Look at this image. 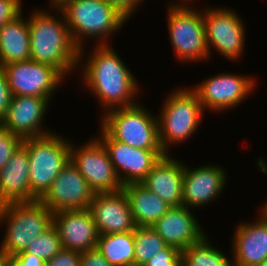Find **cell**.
Here are the masks:
<instances>
[{
  "label": "cell",
  "instance_id": "obj_1",
  "mask_svg": "<svg viewBox=\"0 0 267 266\" xmlns=\"http://www.w3.org/2000/svg\"><path fill=\"white\" fill-rule=\"evenodd\" d=\"M111 46L95 44L88 55L85 54L86 46L79 50L78 65L82 69L80 74L83 78L80 80L84 82L83 87L92 92L101 104L99 106H103L104 114L112 109L137 104L139 100L136 98L140 92L135 75Z\"/></svg>",
  "mask_w": 267,
  "mask_h": 266
},
{
  "label": "cell",
  "instance_id": "obj_2",
  "mask_svg": "<svg viewBox=\"0 0 267 266\" xmlns=\"http://www.w3.org/2000/svg\"><path fill=\"white\" fill-rule=\"evenodd\" d=\"M29 13L30 60L52 66L64 77L78 71L79 48L72 40L69 27L59 9ZM77 68V69H76ZM67 75V76H66Z\"/></svg>",
  "mask_w": 267,
  "mask_h": 266
},
{
  "label": "cell",
  "instance_id": "obj_3",
  "mask_svg": "<svg viewBox=\"0 0 267 266\" xmlns=\"http://www.w3.org/2000/svg\"><path fill=\"white\" fill-rule=\"evenodd\" d=\"M59 10L79 49L87 45L85 40L89 38L92 39L90 41L96 40V45L110 44L111 36L125 27V22L129 20L105 0H70Z\"/></svg>",
  "mask_w": 267,
  "mask_h": 266
},
{
  "label": "cell",
  "instance_id": "obj_4",
  "mask_svg": "<svg viewBox=\"0 0 267 266\" xmlns=\"http://www.w3.org/2000/svg\"><path fill=\"white\" fill-rule=\"evenodd\" d=\"M4 225L0 248L11 258L53 225V212L40 200L2 204L0 226Z\"/></svg>",
  "mask_w": 267,
  "mask_h": 266
},
{
  "label": "cell",
  "instance_id": "obj_5",
  "mask_svg": "<svg viewBox=\"0 0 267 266\" xmlns=\"http://www.w3.org/2000/svg\"><path fill=\"white\" fill-rule=\"evenodd\" d=\"M174 89L162 103L157 117L159 142L165 154L170 153V144L179 145L194 135L205 117L200 100L190 87Z\"/></svg>",
  "mask_w": 267,
  "mask_h": 266
},
{
  "label": "cell",
  "instance_id": "obj_6",
  "mask_svg": "<svg viewBox=\"0 0 267 266\" xmlns=\"http://www.w3.org/2000/svg\"><path fill=\"white\" fill-rule=\"evenodd\" d=\"M22 146L29 155L30 201L40 200L70 161L71 141L54 131L23 139Z\"/></svg>",
  "mask_w": 267,
  "mask_h": 266
},
{
  "label": "cell",
  "instance_id": "obj_7",
  "mask_svg": "<svg viewBox=\"0 0 267 266\" xmlns=\"http://www.w3.org/2000/svg\"><path fill=\"white\" fill-rule=\"evenodd\" d=\"M172 1L167 5L166 18L170 44L177 62H208L210 54L205 39L202 10L186 1Z\"/></svg>",
  "mask_w": 267,
  "mask_h": 266
},
{
  "label": "cell",
  "instance_id": "obj_8",
  "mask_svg": "<svg viewBox=\"0 0 267 266\" xmlns=\"http://www.w3.org/2000/svg\"><path fill=\"white\" fill-rule=\"evenodd\" d=\"M141 103L116 108L101 115L100 126L114 139L145 150H162L158 118Z\"/></svg>",
  "mask_w": 267,
  "mask_h": 266
},
{
  "label": "cell",
  "instance_id": "obj_9",
  "mask_svg": "<svg viewBox=\"0 0 267 266\" xmlns=\"http://www.w3.org/2000/svg\"><path fill=\"white\" fill-rule=\"evenodd\" d=\"M206 8V9H205ZM202 9L205 39L210 54L216 49L228 61H237L244 53L245 24L232 7L209 6Z\"/></svg>",
  "mask_w": 267,
  "mask_h": 266
},
{
  "label": "cell",
  "instance_id": "obj_10",
  "mask_svg": "<svg viewBox=\"0 0 267 266\" xmlns=\"http://www.w3.org/2000/svg\"><path fill=\"white\" fill-rule=\"evenodd\" d=\"M254 76L233 73H218L203 79L201 83L191 87L197 94L204 112H222L238 107L255 91Z\"/></svg>",
  "mask_w": 267,
  "mask_h": 266
},
{
  "label": "cell",
  "instance_id": "obj_11",
  "mask_svg": "<svg viewBox=\"0 0 267 266\" xmlns=\"http://www.w3.org/2000/svg\"><path fill=\"white\" fill-rule=\"evenodd\" d=\"M70 160L94 193L116 192L123 188L106 148L97 137L89 138L80 146L71 140Z\"/></svg>",
  "mask_w": 267,
  "mask_h": 266
},
{
  "label": "cell",
  "instance_id": "obj_12",
  "mask_svg": "<svg viewBox=\"0 0 267 266\" xmlns=\"http://www.w3.org/2000/svg\"><path fill=\"white\" fill-rule=\"evenodd\" d=\"M13 96L44 97L53 101L65 77L52 66L33 60L3 65Z\"/></svg>",
  "mask_w": 267,
  "mask_h": 266
},
{
  "label": "cell",
  "instance_id": "obj_13",
  "mask_svg": "<svg viewBox=\"0 0 267 266\" xmlns=\"http://www.w3.org/2000/svg\"><path fill=\"white\" fill-rule=\"evenodd\" d=\"M96 137L106 148L109 158L122 183H141L152 167L166 154L163 150H145L114 140L101 126Z\"/></svg>",
  "mask_w": 267,
  "mask_h": 266
},
{
  "label": "cell",
  "instance_id": "obj_14",
  "mask_svg": "<svg viewBox=\"0 0 267 266\" xmlns=\"http://www.w3.org/2000/svg\"><path fill=\"white\" fill-rule=\"evenodd\" d=\"M95 193L71 160L57 175L40 201L53 213L88 209Z\"/></svg>",
  "mask_w": 267,
  "mask_h": 266
},
{
  "label": "cell",
  "instance_id": "obj_15",
  "mask_svg": "<svg viewBox=\"0 0 267 266\" xmlns=\"http://www.w3.org/2000/svg\"><path fill=\"white\" fill-rule=\"evenodd\" d=\"M192 168V169H191ZM222 165L207 164L197 168L184 163L183 205L198 209L219 200L227 184V172ZM198 207V208H197Z\"/></svg>",
  "mask_w": 267,
  "mask_h": 266
},
{
  "label": "cell",
  "instance_id": "obj_16",
  "mask_svg": "<svg viewBox=\"0 0 267 266\" xmlns=\"http://www.w3.org/2000/svg\"><path fill=\"white\" fill-rule=\"evenodd\" d=\"M49 102L44 97L13 96L6 117L0 124L22 139L52 133L53 130L42 126L46 110L51 105Z\"/></svg>",
  "mask_w": 267,
  "mask_h": 266
},
{
  "label": "cell",
  "instance_id": "obj_17",
  "mask_svg": "<svg viewBox=\"0 0 267 266\" xmlns=\"http://www.w3.org/2000/svg\"><path fill=\"white\" fill-rule=\"evenodd\" d=\"M88 209L91 211L99 235L132 232L137 227L123 189L116 192L95 193Z\"/></svg>",
  "mask_w": 267,
  "mask_h": 266
},
{
  "label": "cell",
  "instance_id": "obj_18",
  "mask_svg": "<svg viewBox=\"0 0 267 266\" xmlns=\"http://www.w3.org/2000/svg\"><path fill=\"white\" fill-rule=\"evenodd\" d=\"M53 226L64 249L81 253L97 246L99 232L89 209L54 212Z\"/></svg>",
  "mask_w": 267,
  "mask_h": 266
},
{
  "label": "cell",
  "instance_id": "obj_19",
  "mask_svg": "<svg viewBox=\"0 0 267 266\" xmlns=\"http://www.w3.org/2000/svg\"><path fill=\"white\" fill-rule=\"evenodd\" d=\"M254 222L242 221L231 242L233 266H258L267 258V217L260 211Z\"/></svg>",
  "mask_w": 267,
  "mask_h": 266
},
{
  "label": "cell",
  "instance_id": "obj_20",
  "mask_svg": "<svg viewBox=\"0 0 267 266\" xmlns=\"http://www.w3.org/2000/svg\"><path fill=\"white\" fill-rule=\"evenodd\" d=\"M192 210L184 205L171 207L152 228L168 246L182 251L207 235Z\"/></svg>",
  "mask_w": 267,
  "mask_h": 266
},
{
  "label": "cell",
  "instance_id": "obj_21",
  "mask_svg": "<svg viewBox=\"0 0 267 266\" xmlns=\"http://www.w3.org/2000/svg\"><path fill=\"white\" fill-rule=\"evenodd\" d=\"M170 154L162 157L141 184L171 207L183 205L184 164Z\"/></svg>",
  "mask_w": 267,
  "mask_h": 266
},
{
  "label": "cell",
  "instance_id": "obj_22",
  "mask_svg": "<svg viewBox=\"0 0 267 266\" xmlns=\"http://www.w3.org/2000/svg\"><path fill=\"white\" fill-rule=\"evenodd\" d=\"M29 155L21 145L0 170V204L30 201Z\"/></svg>",
  "mask_w": 267,
  "mask_h": 266
},
{
  "label": "cell",
  "instance_id": "obj_23",
  "mask_svg": "<svg viewBox=\"0 0 267 266\" xmlns=\"http://www.w3.org/2000/svg\"><path fill=\"white\" fill-rule=\"evenodd\" d=\"M30 49L29 24L21 12L0 28V67L30 60Z\"/></svg>",
  "mask_w": 267,
  "mask_h": 266
},
{
  "label": "cell",
  "instance_id": "obj_24",
  "mask_svg": "<svg viewBox=\"0 0 267 266\" xmlns=\"http://www.w3.org/2000/svg\"><path fill=\"white\" fill-rule=\"evenodd\" d=\"M129 201L137 227H152L170 208L165 201L141 183H131L122 188Z\"/></svg>",
  "mask_w": 267,
  "mask_h": 266
},
{
  "label": "cell",
  "instance_id": "obj_25",
  "mask_svg": "<svg viewBox=\"0 0 267 266\" xmlns=\"http://www.w3.org/2000/svg\"><path fill=\"white\" fill-rule=\"evenodd\" d=\"M134 231L101 234L96 248L112 266L134 263Z\"/></svg>",
  "mask_w": 267,
  "mask_h": 266
},
{
  "label": "cell",
  "instance_id": "obj_26",
  "mask_svg": "<svg viewBox=\"0 0 267 266\" xmlns=\"http://www.w3.org/2000/svg\"><path fill=\"white\" fill-rule=\"evenodd\" d=\"M209 236L181 251V264L184 266H233L232 254L225 252L211 243Z\"/></svg>",
  "mask_w": 267,
  "mask_h": 266
},
{
  "label": "cell",
  "instance_id": "obj_27",
  "mask_svg": "<svg viewBox=\"0 0 267 266\" xmlns=\"http://www.w3.org/2000/svg\"><path fill=\"white\" fill-rule=\"evenodd\" d=\"M134 244V262L144 265L167 246L152 227H136Z\"/></svg>",
  "mask_w": 267,
  "mask_h": 266
},
{
  "label": "cell",
  "instance_id": "obj_28",
  "mask_svg": "<svg viewBox=\"0 0 267 266\" xmlns=\"http://www.w3.org/2000/svg\"><path fill=\"white\" fill-rule=\"evenodd\" d=\"M62 248L58 231L52 225L44 233L32 240L23 252L34 254L46 262L53 258Z\"/></svg>",
  "mask_w": 267,
  "mask_h": 266
},
{
  "label": "cell",
  "instance_id": "obj_29",
  "mask_svg": "<svg viewBox=\"0 0 267 266\" xmlns=\"http://www.w3.org/2000/svg\"><path fill=\"white\" fill-rule=\"evenodd\" d=\"M23 139L11 133L0 124V170L10 160L12 154L22 145Z\"/></svg>",
  "mask_w": 267,
  "mask_h": 266
},
{
  "label": "cell",
  "instance_id": "obj_30",
  "mask_svg": "<svg viewBox=\"0 0 267 266\" xmlns=\"http://www.w3.org/2000/svg\"><path fill=\"white\" fill-rule=\"evenodd\" d=\"M181 264V250L174 246H166L153 256L146 266H179Z\"/></svg>",
  "mask_w": 267,
  "mask_h": 266
},
{
  "label": "cell",
  "instance_id": "obj_31",
  "mask_svg": "<svg viewBox=\"0 0 267 266\" xmlns=\"http://www.w3.org/2000/svg\"><path fill=\"white\" fill-rule=\"evenodd\" d=\"M80 252L62 248L45 266H79Z\"/></svg>",
  "mask_w": 267,
  "mask_h": 266
},
{
  "label": "cell",
  "instance_id": "obj_32",
  "mask_svg": "<svg viewBox=\"0 0 267 266\" xmlns=\"http://www.w3.org/2000/svg\"><path fill=\"white\" fill-rule=\"evenodd\" d=\"M22 0H0V28L22 11Z\"/></svg>",
  "mask_w": 267,
  "mask_h": 266
},
{
  "label": "cell",
  "instance_id": "obj_33",
  "mask_svg": "<svg viewBox=\"0 0 267 266\" xmlns=\"http://www.w3.org/2000/svg\"><path fill=\"white\" fill-rule=\"evenodd\" d=\"M12 97L13 95L9 87L6 73L2 67H0V123L6 117Z\"/></svg>",
  "mask_w": 267,
  "mask_h": 266
},
{
  "label": "cell",
  "instance_id": "obj_34",
  "mask_svg": "<svg viewBox=\"0 0 267 266\" xmlns=\"http://www.w3.org/2000/svg\"><path fill=\"white\" fill-rule=\"evenodd\" d=\"M79 266H112L95 247L80 253Z\"/></svg>",
  "mask_w": 267,
  "mask_h": 266
},
{
  "label": "cell",
  "instance_id": "obj_35",
  "mask_svg": "<svg viewBox=\"0 0 267 266\" xmlns=\"http://www.w3.org/2000/svg\"><path fill=\"white\" fill-rule=\"evenodd\" d=\"M9 266H45V261L34 254L21 252L9 258Z\"/></svg>",
  "mask_w": 267,
  "mask_h": 266
},
{
  "label": "cell",
  "instance_id": "obj_36",
  "mask_svg": "<svg viewBox=\"0 0 267 266\" xmlns=\"http://www.w3.org/2000/svg\"><path fill=\"white\" fill-rule=\"evenodd\" d=\"M110 5L116 7L120 12H122L128 19L133 16V13L138 10V8L130 0H105Z\"/></svg>",
  "mask_w": 267,
  "mask_h": 266
},
{
  "label": "cell",
  "instance_id": "obj_37",
  "mask_svg": "<svg viewBox=\"0 0 267 266\" xmlns=\"http://www.w3.org/2000/svg\"><path fill=\"white\" fill-rule=\"evenodd\" d=\"M0 266H9V257L0 248Z\"/></svg>",
  "mask_w": 267,
  "mask_h": 266
},
{
  "label": "cell",
  "instance_id": "obj_38",
  "mask_svg": "<svg viewBox=\"0 0 267 266\" xmlns=\"http://www.w3.org/2000/svg\"><path fill=\"white\" fill-rule=\"evenodd\" d=\"M265 217H267V200L265 202V204L263 203V207L261 208L260 207V210H259Z\"/></svg>",
  "mask_w": 267,
  "mask_h": 266
},
{
  "label": "cell",
  "instance_id": "obj_39",
  "mask_svg": "<svg viewBox=\"0 0 267 266\" xmlns=\"http://www.w3.org/2000/svg\"><path fill=\"white\" fill-rule=\"evenodd\" d=\"M137 8H140L139 6L144 0H130Z\"/></svg>",
  "mask_w": 267,
  "mask_h": 266
},
{
  "label": "cell",
  "instance_id": "obj_40",
  "mask_svg": "<svg viewBox=\"0 0 267 266\" xmlns=\"http://www.w3.org/2000/svg\"><path fill=\"white\" fill-rule=\"evenodd\" d=\"M125 266H146V265L134 262V263H129V264L125 265Z\"/></svg>",
  "mask_w": 267,
  "mask_h": 266
},
{
  "label": "cell",
  "instance_id": "obj_41",
  "mask_svg": "<svg viewBox=\"0 0 267 266\" xmlns=\"http://www.w3.org/2000/svg\"><path fill=\"white\" fill-rule=\"evenodd\" d=\"M258 266H267V258L261 264H259Z\"/></svg>",
  "mask_w": 267,
  "mask_h": 266
}]
</instances>
